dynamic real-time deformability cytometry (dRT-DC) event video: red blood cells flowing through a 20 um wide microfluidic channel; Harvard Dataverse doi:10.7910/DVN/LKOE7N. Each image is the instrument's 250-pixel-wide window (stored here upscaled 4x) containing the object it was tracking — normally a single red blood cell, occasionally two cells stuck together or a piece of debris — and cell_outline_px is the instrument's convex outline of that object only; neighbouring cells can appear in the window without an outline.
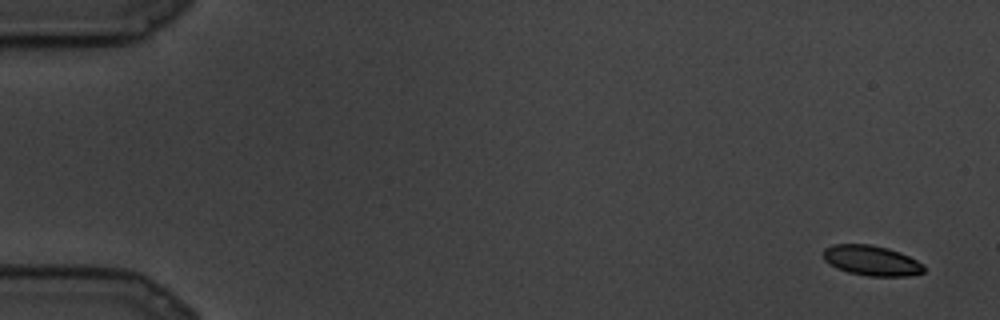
{"species": "common noctule bat (a hibernating species)", "species_latin": "Nyctalus noctula", "temperature_condition": "cold", "stored_images_in_passage": 25, "camera_frame_rate_fps": 3000, "um_per_image_px": 0.085, "animal": {"sex": "male", "body_mass_g": 19.5, "forearm_length_mm": 54.6}, "frame": {"image": 1, "passage_image": 1, "time_ms": 0.0, "image_size_px": [1000, 320], "cell_outline_px": [[924, 272], [908, 276], [868, 276], [848, 272], [836, 268], [828, 264], [824, 260], [824, 248], [832, 244], [872, 244], [888, 248], [900, 252], [924, 264]], "centroid_in_image_um": [74.06, 22.14], "position_along_channel_um": 10.9, "area_um2": 17.8}}
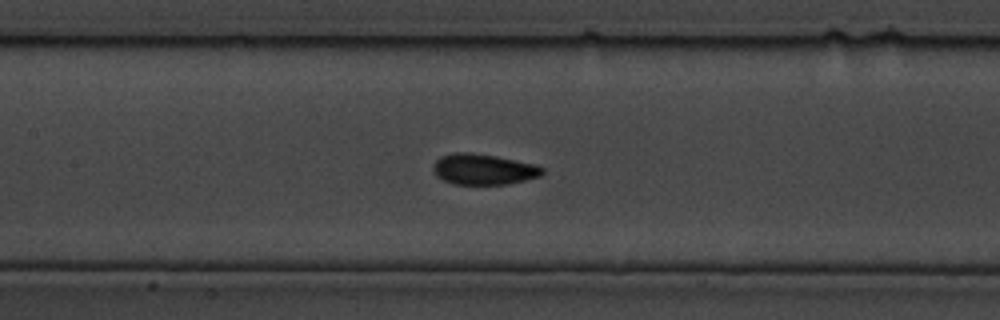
{"frame": {"image": 2, "passage_image": 12, "time_ms": 3.667, "image_size_px": [1000, 320], "cell_outline_px": [[544, 172], [540, 176], [508, 184], [452, 184], [436, 176], [432, 168], [432, 164], [440, 156], [452, 152], [472, 152], [496, 156], [536, 164], [544, 168]], "centroid_in_image_um": [41.07, 14.38], "position_along_channel_um": 166.3, "area_um2": 19.77}}
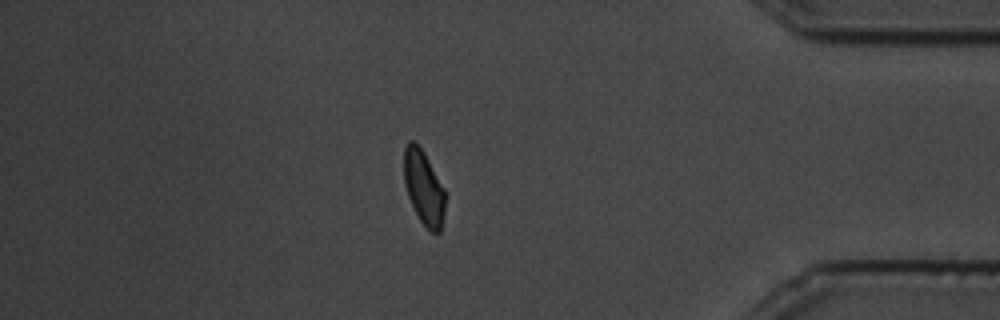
{"frame": {"image": 3, "passage_image": 22, "time_ms": 7.0, "image_size_px": [1000, 320], "cell_outline_px": [[444, 212], [440, 232], [432, 232], [420, 220], [408, 196], [404, 184], [404, 148], [408, 140], [412, 140], [424, 152], [444, 188]], "centroid_in_image_um": [36.0, 15.91], "position_along_channel_um": 399.2, "area_um2": 17.51}}